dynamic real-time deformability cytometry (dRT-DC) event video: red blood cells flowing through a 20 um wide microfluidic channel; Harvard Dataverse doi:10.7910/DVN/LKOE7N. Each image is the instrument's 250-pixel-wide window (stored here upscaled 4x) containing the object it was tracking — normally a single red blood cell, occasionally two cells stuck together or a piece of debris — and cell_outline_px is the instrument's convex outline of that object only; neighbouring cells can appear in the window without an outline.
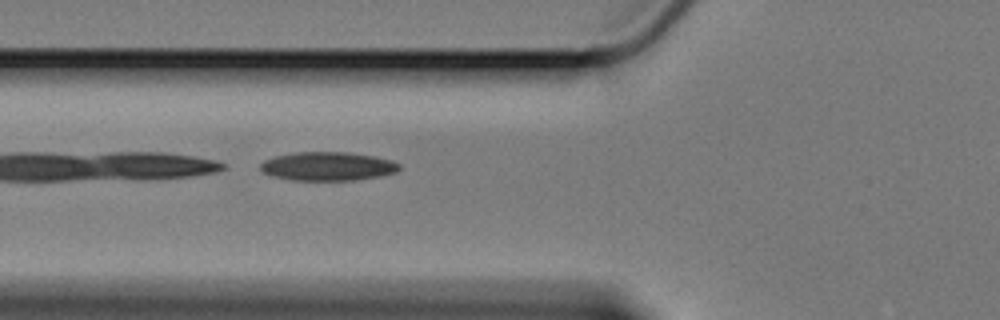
{"species": "Egyptian fruit bat (a non-hibernating species)", "species_latin": "Rousettus aegyptiacus", "temperature_condition": "cold", "stored_images_in_passage": 18, "camera_frame_rate_fps": 3000, "um_per_image_px": 0.085, "animal": {"sex": "female"}, "frame": {"image": 1, "passage_image": 3, "time_ms": 0.667, "image_size_px": [1000, 320], "cell_outline_px": [[400, 168], [396, 172], [380, 176], [356, 180], [292, 180], [272, 176], [264, 172], [260, 168], [260, 164], [264, 160], [276, 156], [296, 152], [348, 152], [376, 156], [392, 160], [400, 164]], "centroid_in_image_um": [27.89, 14.13], "position_along_channel_um": 97.9, "area_um2": 23.29}}
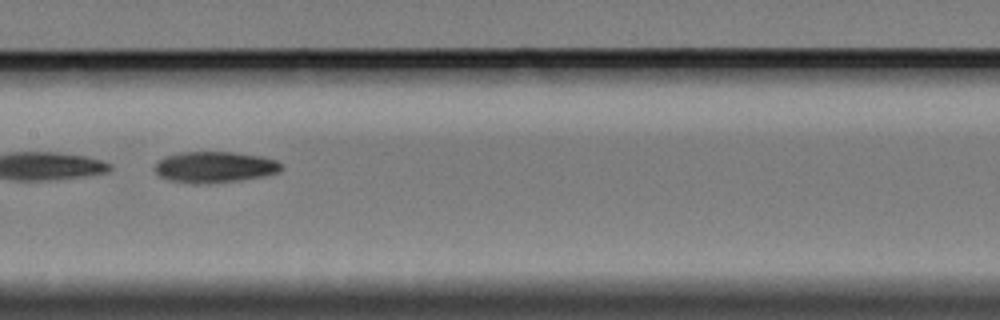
{"frame": {"image": 2, "passage_image": 11, "time_ms": 3.333, "image_size_px": [1000, 320], "cell_outline_px": [[284, 168], [280, 172], [264, 176], [240, 180], [208, 184], [192, 184], [168, 180], [156, 176], [156, 164], [164, 156], [180, 152], [236, 152], [264, 156], [276, 160], [284, 164]], "centroid_in_image_um": [18.29, 14.21], "position_along_channel_um": 189.1, "area_um2": 23.47}}